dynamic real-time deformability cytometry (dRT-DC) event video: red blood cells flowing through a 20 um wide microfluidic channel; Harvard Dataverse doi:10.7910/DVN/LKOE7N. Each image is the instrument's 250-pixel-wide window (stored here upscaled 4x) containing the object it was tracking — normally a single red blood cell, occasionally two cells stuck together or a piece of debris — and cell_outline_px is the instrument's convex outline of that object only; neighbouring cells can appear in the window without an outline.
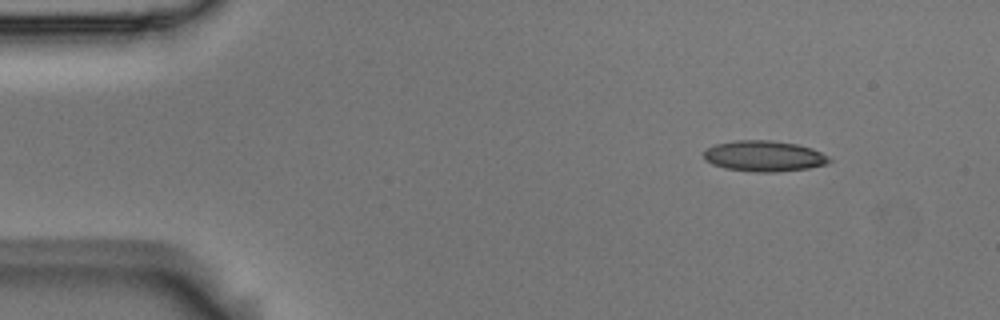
{"species": "Egyptian fruit bat (a non-hibernating species)", "species_latin": "Rousettus aegyptiacus", "temperature_condition": "room temperature", "stored_images_in_passage": 3, "camera_frame_rate_fps": 3000, "um_per_image_px": 0.085, "animal": {"sex": "male"}, "frame": {"image": 1, "passage_image": 1, "time_ms": 0.0, "image_size_px": [1000, 320], "cell_outline_px": [[832, 160], [828, 164], [808, 168], [776, 172], [752, 172], [724, 168], [712, 164], [704, 160], [704, 148], [716, 144], [736, 140], [772, 140], [796, 144], [812, 148], [828, 156]], "centroid_in_image_um": [64.92, 13.27], "position_along_channel_um": 20.1, "area_um2": 22.72}}
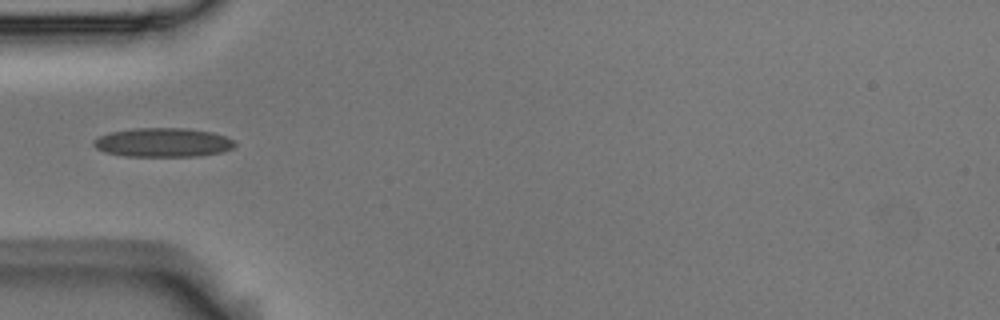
{"frame": {"image": 2, "passage_image": 3, "time_ms": 0.667, "image_size_px": [1000, 320], "cell_outline_px": [[236, 144], [232, 148], [220, 152], [196, 156], [124, 156], [104, 152], [96, 148], [92, 144], [92, 140], [108, 132], [132, 128], [184, 128], [212, 132], [236, 140]], "centroid_in_image_um": [13.81, 12.1], "position_along_channel_um": 71.2, "area_um2": 23.99}}